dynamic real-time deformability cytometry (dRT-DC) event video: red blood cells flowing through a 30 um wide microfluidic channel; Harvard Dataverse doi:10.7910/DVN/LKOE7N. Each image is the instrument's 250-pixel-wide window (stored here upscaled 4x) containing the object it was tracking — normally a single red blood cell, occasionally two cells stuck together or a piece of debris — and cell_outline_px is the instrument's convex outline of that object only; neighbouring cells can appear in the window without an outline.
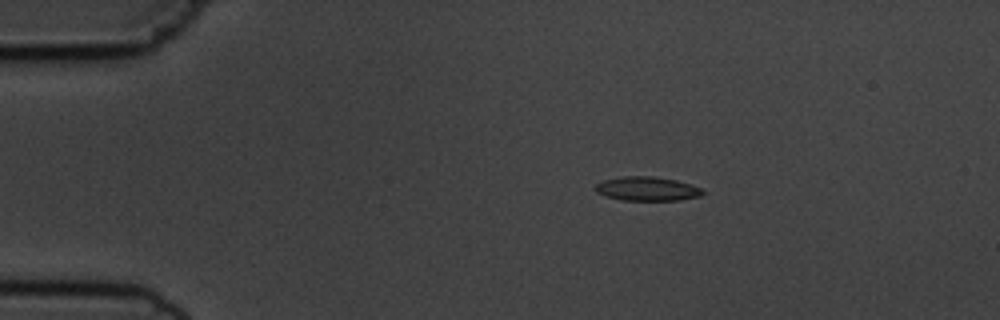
{"species": "common noctule bat (a hibernating species)", "species_latin": "Nyctalus noctula", "temperature_condition": "cold", "stored_images_in_passage": 6, "camera_frame_rate_fps": 3000, "um_per_image_px": 0.085, "animal": {"sex": "male", "body_mass_g": 19.5, "forearm_length_mm": 54.6}, "frame": {"image": 1, "passage_image": 3, "time_ms": 3.333, "image_size_px": [1000, 320], "cell_outline_px": [[704, 192], [700, 196], [680, 200], [620, 200], [604, 196], [596, 192], [596, 184], [604, 180], [624, 176], [652, 176], [676, 180], [692, 184], [700, 188]], "centroid_in_image_um": [55.0, 16.05], "position_along_channel_um": 30.0, "area_um2": 15.03}}
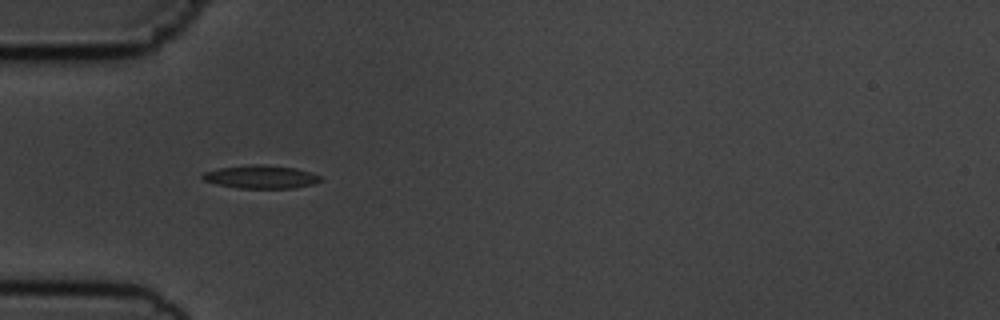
{"frame": {"image": 2, "passage_image": 5, "time_ms": 5.667, "image_size_px": [1000, 320], "cell_outline_px": [[324, 180], [312, 184], [292, 188], [240, 188], [216, 184], [204, 180], [200, 176], [204, 172], [220, 168], [252, 164], [264, 164], [296, 168], [312, 172], [324, 176]], "centroid_in_image_um": [22.24, 15.02], "position_along_channel_um": 62.8, "area_um2": 16.07}}
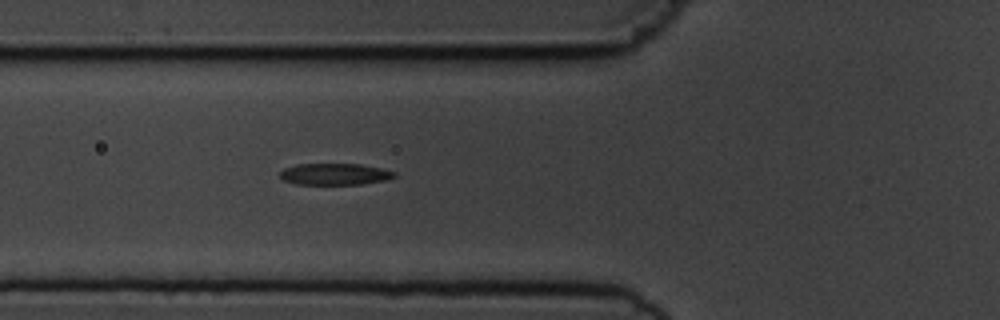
{"frame": {"image": 3, "passage_image": 6, "time_ms": 6.667, "image_size_px": [1000, 320], "cell_outline_px": [[396, 176], [388, 180], [360, 184], [296, 184], [284, 180], [280, 176], [280, 172], [284, 168], [296, 164], [360, 164], [380, 168], [396, 172]], "centroid_in_image_um": [28.47, 14.8], "position_along_channel_um": 97.3, "area_um2": 14.33}}